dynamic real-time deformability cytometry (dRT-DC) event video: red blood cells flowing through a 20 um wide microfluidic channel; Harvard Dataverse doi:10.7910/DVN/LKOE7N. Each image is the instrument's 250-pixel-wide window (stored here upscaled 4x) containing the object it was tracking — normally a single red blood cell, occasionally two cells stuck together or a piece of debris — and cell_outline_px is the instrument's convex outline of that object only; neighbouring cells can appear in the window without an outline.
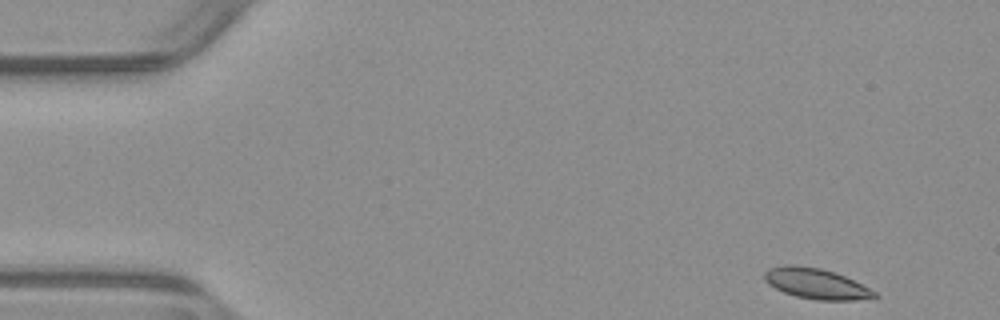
{"species": "common noctule bat (a hibernating species)", "species_latin": "Nyctalus noctula", "temperature_condition": "warm", "stored_images_in_passage": 50, "camera_frame_rate_fps": 3000, "um_per_image_px": 0.085, "animal": {"sex": "male", "body_mass_g": 23.1, "forearm_length_mm": 52.7}, "frame": {"image": 1, "passage_image": 1, "time_ms": 0.0, "image_size_px": [1000, 320], "cell_outline_px": [[880, 296], [876, 300], [816, 300], [796, 296], [784, 292], [768, 284], [764, 280], [764, 272], [768, 268], [784, 264], [796, 264], [820, 268], [836, 272], [876, 292]], "centroid_in_image_um": [69.39, 24.11], "position_along_channel_um": 15.6, "area_um2": 19.88}}
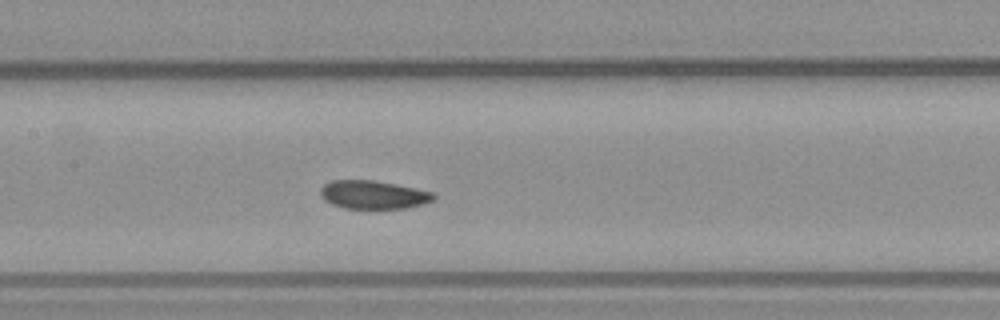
{"frame": {"image": 2, "passage_image": 22, "time_ms": 7.0, "image_size_px": [1000, 320], "cell_outline_px": [[436, 200], [424, 204], [404, 208], [344, 208], [332, 204], [324, 200], [320, 196], [320, 188], [324, 184], [332, 180], [376, 180], [436, 192]], "centroid_in_image_um": [31.77, 16.54], "position_along_channel_um": 175.6, "area_um2": 18.96}}
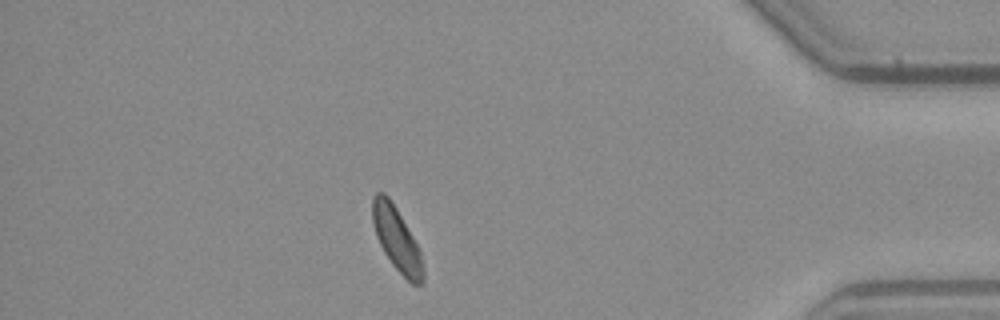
{"frame": {"image": 3, "passage_image": 43, "time_ms": 14.0, "image_size_px": [1000, 320], "cell_outline_px": [[424, 280], [420, 284], [412, 284], [392, 264], [384, 252], [376, 236], [372, 220], [372, 196], [376, 192], [384, 192], [388, 196], [396, 208], [412, 236], [420, 252], [424, 268]], "centroid_in_image_um": [33.7, 20.31], "position_along_channel_um": 401.5, "area_um2": 18.5}, "authors_computed_cell_mechanics": {"area_um2": 19.3341, "velocity_mm_per_s": 3.8701, "shape_relaxation_time_tau1_ms": null, "shape_relaxation_time_tau2_ms": 4.2055, "deformation_change_tau1": null, "deformation_change_tau2": 0.088}}